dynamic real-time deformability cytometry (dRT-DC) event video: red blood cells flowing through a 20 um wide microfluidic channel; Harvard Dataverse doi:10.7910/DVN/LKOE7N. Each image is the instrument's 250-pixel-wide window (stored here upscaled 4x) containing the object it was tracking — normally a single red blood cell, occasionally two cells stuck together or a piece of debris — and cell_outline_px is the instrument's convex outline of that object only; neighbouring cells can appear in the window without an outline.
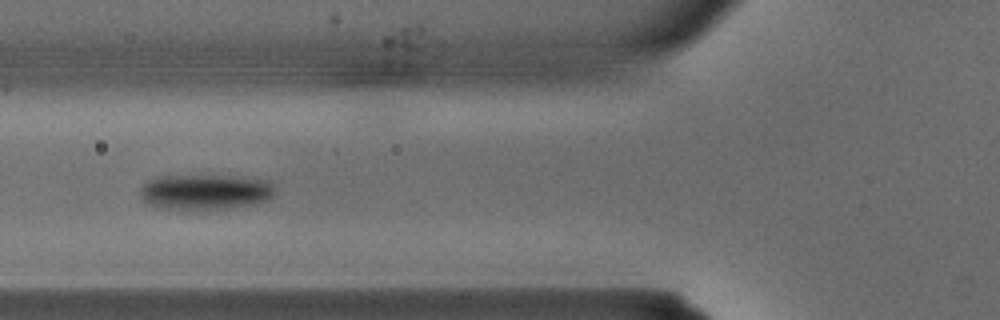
{"species": "common noctule bat (a hibernating species)", "species_latin": "Nyctalus noctula", "temperature_condition": "warm", "stored_images_in_passage": 12, "camera_frame_rate_fps": 3000, "um_per_image_px": 0.085, "animal": {"sex": "male", "body_mass_g": 15.6}, "frame": {"image": 1, "passage_image": 6, "time_ms": 1.667, "image_size_px": [1000, 320], "cell_outline_px": [[272, 196], [268, 200], [256, 204], [204, 212], [192, 212], [160, 208], [144, 200], [140, 196], [140, 188], [148, 180], [160, 176], [232, 176], [264, 180], [272, 184]], "centroid_in_image_um": [17.4, 16.37], "position_along_channel_um": 108.4, "area_um2": 28.32}}